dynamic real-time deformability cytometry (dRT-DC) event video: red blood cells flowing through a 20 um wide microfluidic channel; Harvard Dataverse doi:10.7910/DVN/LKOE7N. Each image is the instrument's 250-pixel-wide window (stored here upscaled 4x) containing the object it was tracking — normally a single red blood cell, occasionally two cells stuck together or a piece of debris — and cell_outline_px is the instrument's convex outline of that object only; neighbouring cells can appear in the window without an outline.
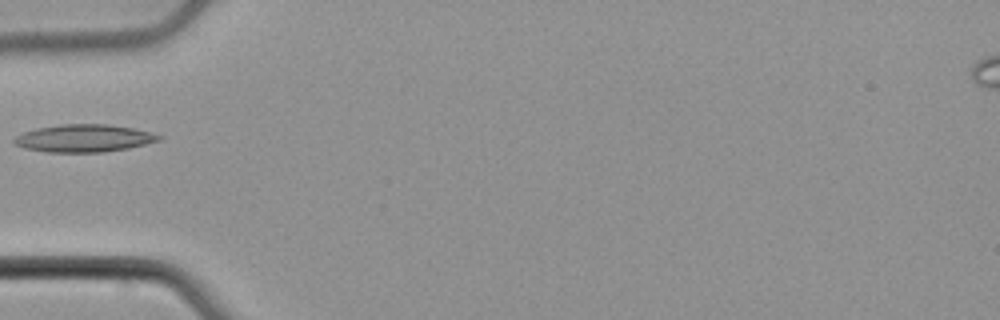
{"species": "common noctule bat (a hibernating species)", "species_latin": "Nyctalus noctula", "temperature_condition": "cold", "stored_images_in_passage": 5, "camera_frame_rate_fps": 3000, "um_per_image_px": 0.085, "animal": {"sex": "male", "body_mass_g": 21.5, "forearm_length_mm": 52.0}, "frame": {"image": 1, "passage_image": 5, "time_ms": 1.333, "image_size_px": [1000, 320], "cell_outline_px": [[164, 136], [160, 140], [128, 148], [104, 152], [48, 152], [24, 148], [12, 144], [12, 140], [16, 136], [24, 132], [36, 128], [60, 124], [108, 124], [132, 128], [152, 132]], "centroid_in_image_um": [7.12, 11.75], "position_along_channel_um": 77.9, "area_um2": 23.35}}